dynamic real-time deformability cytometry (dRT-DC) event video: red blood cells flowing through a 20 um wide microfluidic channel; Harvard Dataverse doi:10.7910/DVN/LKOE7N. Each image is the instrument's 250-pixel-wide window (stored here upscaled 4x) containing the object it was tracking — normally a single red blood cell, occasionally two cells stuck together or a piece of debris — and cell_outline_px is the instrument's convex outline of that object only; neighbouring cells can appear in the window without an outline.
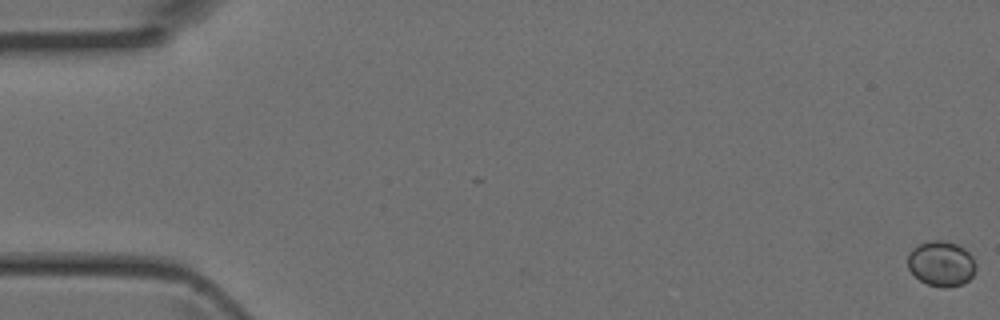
{"species": "Egyptian fruit bat (a non-hibernating species)", "species_latin": "Rousettus aegyptiacus", "temperature_condition": "room temperature", "stored_images_in_passage": 7, "camera_frame_rate_fps": 3000, "um_per_image_px": 0.085, "animal": {"sex": "female"}, "frame": {"image": 1, "passage_image": 1, "time_ms": 0.0, "image_size_px": [1000, 320], "cell_outline_px": [[976, 268], [972, 276], [964, 284], [948, 288], [944, 288], [928, 284], [920, 280], [908, 268], [908, 252], [912, 248], [920, 244], [932, 240], [944, 240], [956, 244], [964, 248], [972, 256], [976, 264]], "centroid_in_image_um": [80.02, 22.41], "position_along_channel_um": 5.0, "area_um2": 18.03}}
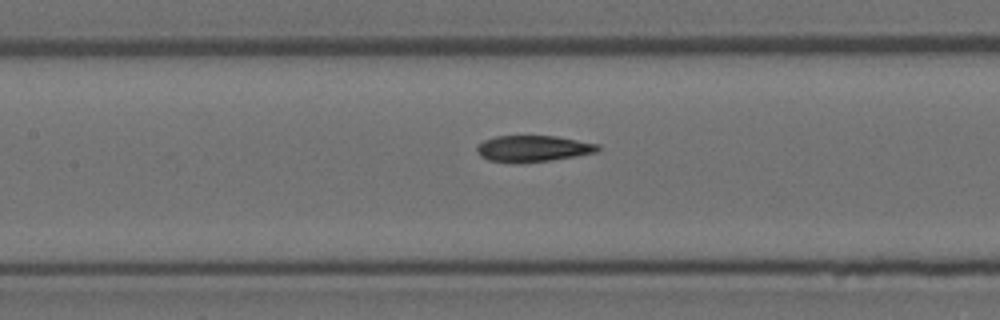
{"frame": {"image": 2, "passage_image": 7, "time_ms": 2.0, "image_size_px": [1000, 320], "cell_outline_px": [[600, 148], [596, 152], [576, 156], [520, 164], [488, 160], [480, 156], [476, 152], [476, 144], [484, 140], [496, 136], [556, 136], [600, 144]], "centroid_in_image_um": [45.26, 12.63], "position_along_channel_um": 162.1, "area_um2": 18.73}}